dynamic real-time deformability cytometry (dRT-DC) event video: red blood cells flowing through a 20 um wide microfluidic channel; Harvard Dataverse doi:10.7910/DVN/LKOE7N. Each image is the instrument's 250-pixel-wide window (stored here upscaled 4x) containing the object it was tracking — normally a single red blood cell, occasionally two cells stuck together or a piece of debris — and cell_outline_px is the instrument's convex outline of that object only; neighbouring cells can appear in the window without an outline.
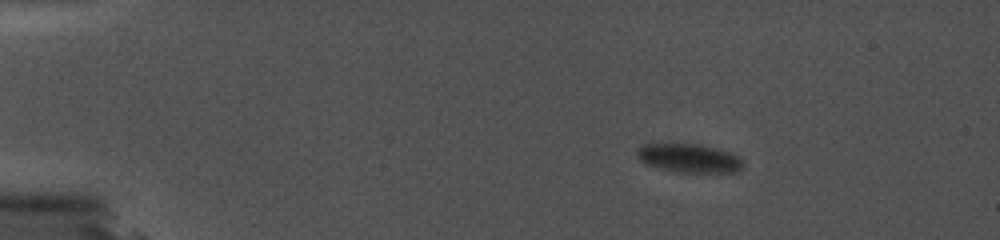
{"species": "common noctule bat (a hibernating species)", "species_latin": "Nyctalus noctula", "temperature_condition": "cold", "stored_images_in_passage": 11, "camera_frame_rate_fps": 5000, "um_per_image_px": 0.085, "animal": {"sex": "female", "body_mass_g": 19.0, "forearm_length_mm": 56.7}, "frame": {"image": 1, "passage_image": 5, "time_ms": 3.0, "image_size_px": [1000, 240], "cell_outline_px": [[744, 168], [740, 172], [676, 172], [656, 168], [644, 164], [636, 156], [636, 148], [644, 144], [696, 144], [716, 148], [732, 152], [740, 156], [744, 160]], "centroid_in_image_um": [58.6, 13.45], "position_along_channel_um": 26.4, "area_um2": 18.21}}
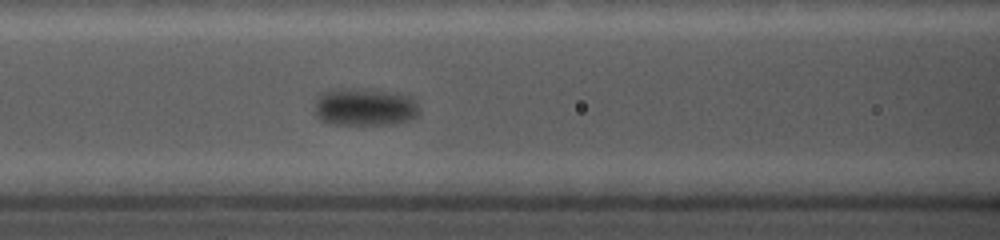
{"frame": {"image": 2, "passage_image": 11, "time_ms": 9.0, "image_size_px": [1000, 240], "cell_outline_px": [[420, 112], [416, 116], [408, 120], [392, 124], [332, 124], [320, 120], [316, 116], [316, 96], [320, 92], [328, 88], [368, 88], [412, 96], [420, 108]], "centroid_in_image_um": [30.97, 9.06], "position_along_channel_um": 135.6, "area_um2": 23.47}}